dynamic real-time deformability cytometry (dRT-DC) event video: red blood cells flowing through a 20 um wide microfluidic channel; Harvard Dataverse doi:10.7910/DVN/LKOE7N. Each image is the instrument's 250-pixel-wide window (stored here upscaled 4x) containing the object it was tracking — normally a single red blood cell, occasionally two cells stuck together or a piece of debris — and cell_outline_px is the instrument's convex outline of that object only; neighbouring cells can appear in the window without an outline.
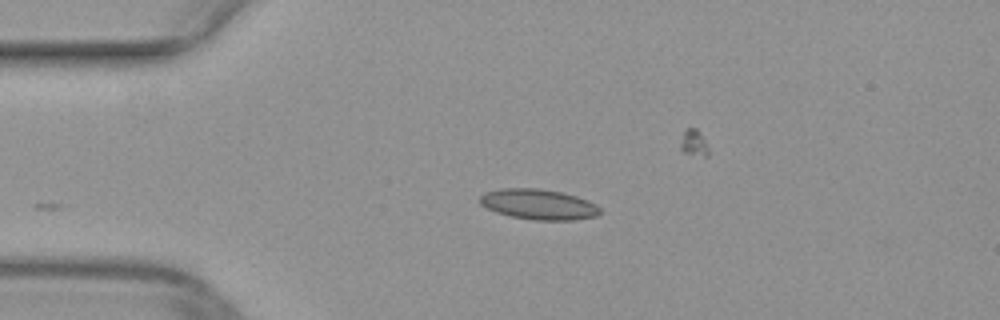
{"species": "common noctule bat (a hibernating species)", "species_latin": "Nyctalus noctula", "temperature_condition": "warm", "stored_images_in_passage": 29, "camera_frame_rate_fps": 3000, "um_per_image_px": 0.085, "animal": {"sex": "female", "body_mass_g": 29.2, "forearm_length_mm": 56.3}, "frame": {"image": 1, "passage_image": 1, "time_ms": 0.0, "image_size_px": [1000, 320], "cell_outline_px": [[600, 212], [596, 216], [576, 220], [532, 220], [508, 216], [496, 212], [480, 204], [480, 196], [484, 192], [500, 188], [540, 188], [564, 192], [588, 200], [596, 204], [600, 208]], "centroid_in_image_um": [45.78, 17.36], "position_along_channel_um": 39.2, "area_um2": 21.56}}
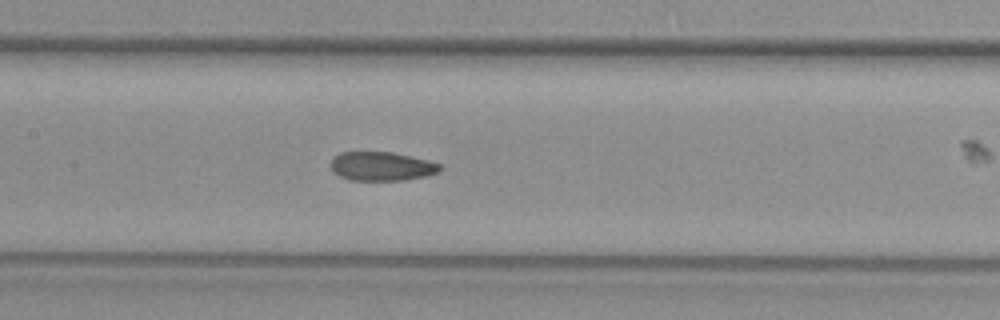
{"frame": {"image": 2, "passage_image": 13, "time_ms": 4.0, "image_size_px": [1000, 320], "cell_outline_px": [[444, 168], [440, 172], [428, 176], [404, 180], [348, 180], [332, 172], [332, 156], [340, 152], [392, 152], [428, 160], [440, 164]], "centroid_in_image_um": [32.47, 14.14], "position_along_channel_um": 174.9, "area_um2": 18.61}}
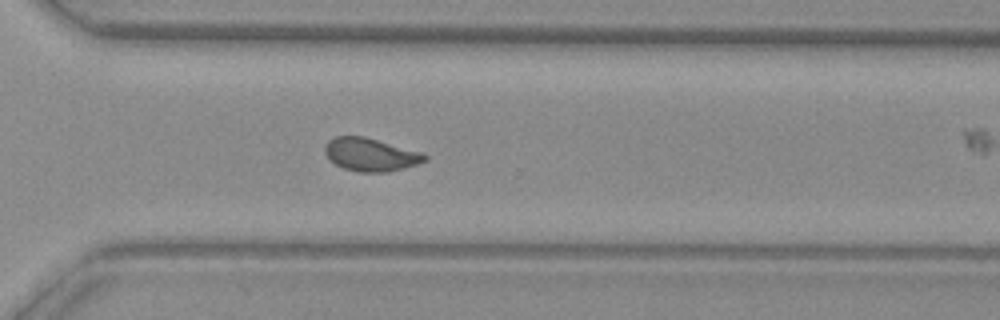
{"frame": {"image": 3, "passage_image": 25, "time_ms": 8.0, "image_size_px": [1000, 320], "cell_outline_px": [[428, 160], [420, 164], [404, 168], [384, 172], [360, 172], [344, 168], [328, 160], [324, 152], [324, 148], [328, 140], [336, 136], [364, 136], [424, 152], [428, 156]], "centroid_in_image_um": [31.53, 13.13], "position_along_channel_um": 339.1, "area_um2": 19.54}}